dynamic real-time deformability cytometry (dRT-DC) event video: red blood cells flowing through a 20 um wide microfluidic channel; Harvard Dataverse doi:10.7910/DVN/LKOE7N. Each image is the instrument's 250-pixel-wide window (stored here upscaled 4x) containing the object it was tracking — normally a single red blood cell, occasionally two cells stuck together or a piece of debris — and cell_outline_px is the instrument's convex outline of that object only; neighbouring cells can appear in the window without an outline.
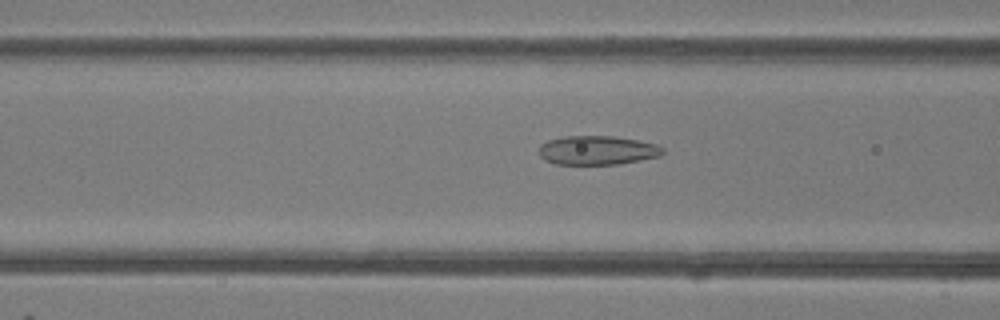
{"species": "common noctule bat (a hibernating species)", "species_latin": "Nyctalus noctula", "temperature_condition": "room temperature", "stored_images_in_passage": 33, "camera_frame_rate_fps": 3000, "um_per_image_px": 0.085, "animal": {"sex": "female"}, "frame": {"image": 1, "passage_image": 12, "time_ms": 3.667, "image_size_px": [1000, 320], "cell_outline_px": [[664, 152], [660, 156], [620, 164], [556, 164], [544, 160], [540, 156], [540, 144], [548, 140], [564, 136], [612, 136], [636, 140], [656, 144], [664, 148]], "centroid_in_image_um": [50.77, 12.77], "position_along_channel_um": 115.8, "area_um2": 20.92}}
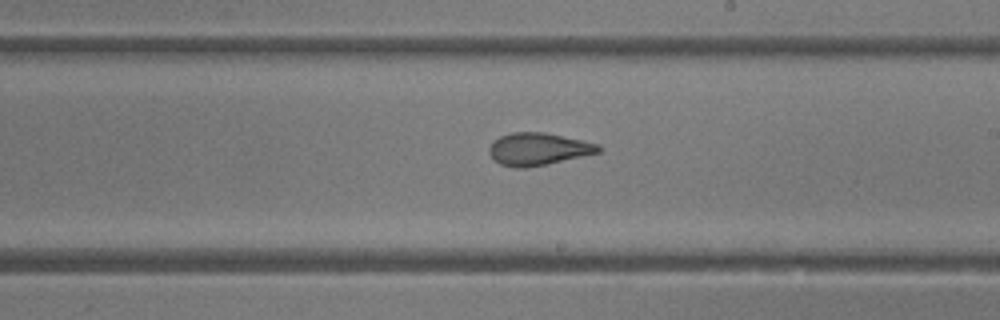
{"frame": {"image": 2, "passage_image": 21, "time_ms": 6.667, "image_size_px": [1000, 320], "cell_outline_px": [[604, 148], [600, 152], [548, 164], [524, 168], [516, 168], [500, 164], [488, 152], [488, 148], [500, 136], [512, 132], [544, 132], [600, 144]], "centroid_in_image_um": [45.78, 12.67], "position_along_channel_um": 243.2, "area_um2": 20.58}}
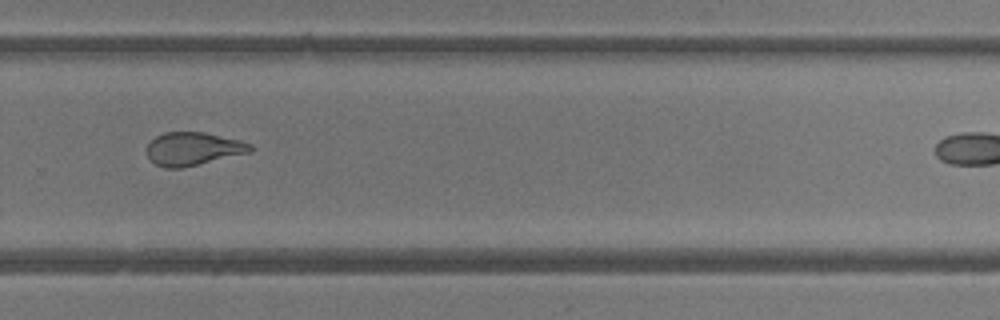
{"frame": {"image": 3, "passage_image": 26, "time_ms": 8.333, "image_size_px": [1000, 320], "cell_outline_px": [[252, 148], [248, 152], [184, 168], [164, 168], [156, 164], [148, 156], [148, 144], [156, 136], [164, 132], [204, 132], [240, 140], [252, 144]], "centroid_in_image_um": [16.4, 12.65], "position_along_channel_um": 313.4, "area_um2": 19.77}}